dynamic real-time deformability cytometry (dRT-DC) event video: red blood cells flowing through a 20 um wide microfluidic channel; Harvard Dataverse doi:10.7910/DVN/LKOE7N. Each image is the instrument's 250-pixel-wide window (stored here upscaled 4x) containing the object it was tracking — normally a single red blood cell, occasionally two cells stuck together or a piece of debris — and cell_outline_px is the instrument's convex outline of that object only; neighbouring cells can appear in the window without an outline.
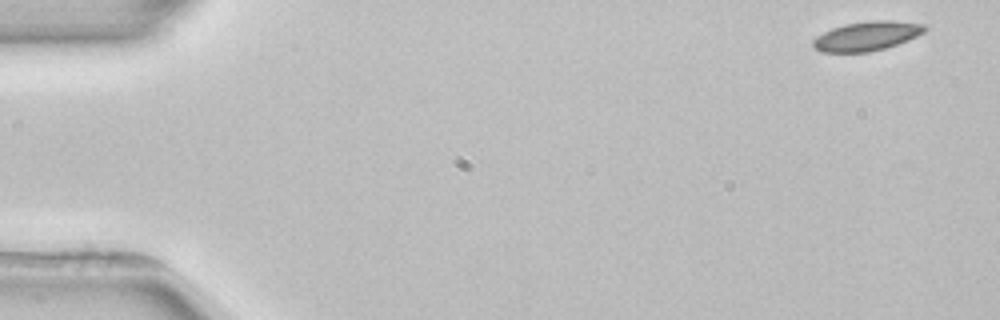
{"species": "common noctule bat (a hibernating species)", "species_latin": "Nyctalus noctula", "temperature_condition": "room temperature", "stored_images_in_passage": 4, "camera_frame_rate_fps": 3000, "um_per_image_px": 0.085, "animal": {"sex": "female", "body_mass_g": 22.7, "forearm_length_mm": 54.2}, "frame": {"image": 1, "passage_image": 1, "time_ms": 0.0, "image_size_px": [1000, 320], "cell_outline_px": [[928, 28], [924, 32], [908, 40], [884, 48], [868, 52], [820, 52], [812, 48], [812, 40], [816, 36], [832, 28], [844, 24], [868, 20], [892, 20], [924, 24]], "centroid_in_image_um": [73.65, 3.06], "position_along_channel_um": 11.4, "area_um2": 19.19}}
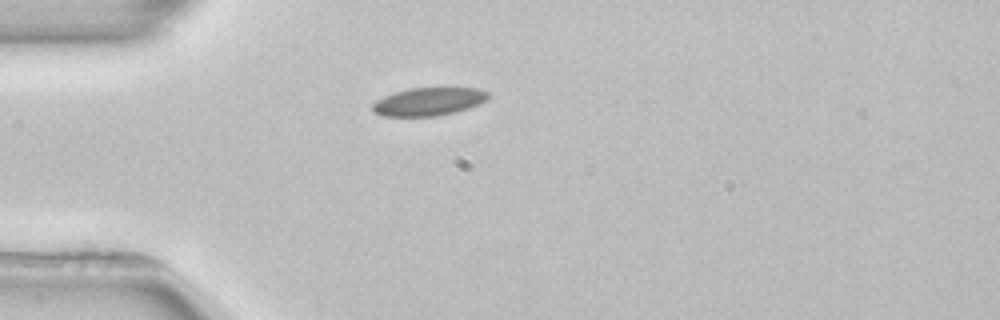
{"frame": {"image": 2, "passage_image": 3, "time_ms": 4.0, "image_size_px": [1000, 320], "cell_outline_px": [[492, 96], [488, 100], [468, 108], [456, 112], [436, 116], [380, 116], [372, 112], [372, 104], [376, 100], [384, 96], [408, 88], [444, 84], [480, 88], [488, 92]], "centroid_in_image_um": [36.52, 8.57], "position_along_channel_um": 48.5, "area_um2": 20.17}}